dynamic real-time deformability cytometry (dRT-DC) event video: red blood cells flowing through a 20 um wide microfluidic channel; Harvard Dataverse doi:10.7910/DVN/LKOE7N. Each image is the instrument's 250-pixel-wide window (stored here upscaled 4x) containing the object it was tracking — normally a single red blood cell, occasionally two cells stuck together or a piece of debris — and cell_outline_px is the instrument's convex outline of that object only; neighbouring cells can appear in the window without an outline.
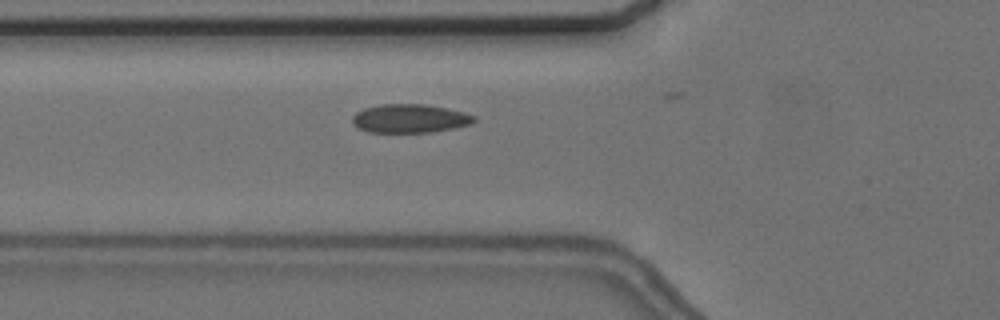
{"species": "common noctule bat (a hibernating species)", "species_latin": "Nyctalus noctula", "temperature_condition": "cold", "stored_images_in_passage": 15, "camera_frame_rate_fps": 3000, "um_per_image_px": 0.085, "animal": {"sex": "female", "body_mass_g": 24.6, "forearm_length_mm": 56.2}, "frame": {"image": 1, "passage_image": 7, "time_ms": 2.0, "image_size_px": [1000, 320], "cell_outline_px": [[476, 120], [472, 124], [456, 128], [432, 132], [368, 132], [352, 124], [352, 116], [356, 112], [364, 108], [380, 104], [424, 104], [448, 108], [464, 112], [476, 116]], "centroid_in_image_um": [34.86, 10.07], "position_along_channel_um": 90.9, "area_um2": 20.52}}